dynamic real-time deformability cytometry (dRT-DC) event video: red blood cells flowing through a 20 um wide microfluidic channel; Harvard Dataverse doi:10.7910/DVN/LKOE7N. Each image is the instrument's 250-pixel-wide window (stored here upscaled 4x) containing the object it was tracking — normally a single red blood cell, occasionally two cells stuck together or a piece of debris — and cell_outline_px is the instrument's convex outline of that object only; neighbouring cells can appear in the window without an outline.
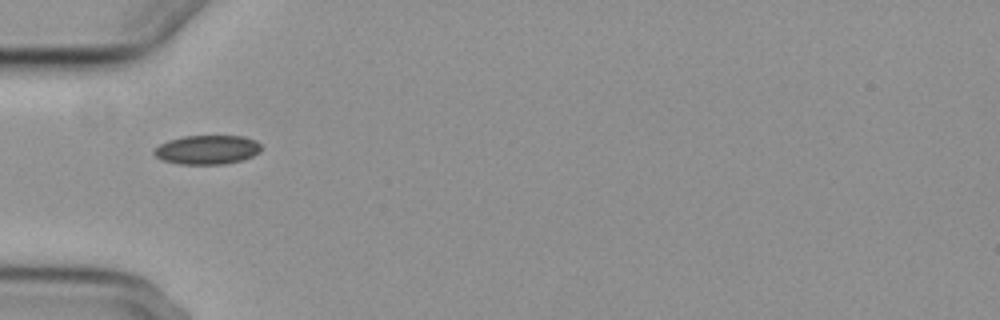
{"species": "common noctule bat (a hibernating species)", "species_latin": "Nyctalus noctula", "temperature_condition": "cold", "stored_images_in_passage": 9, "camera_frame_rate_fps": 3000, "um_per_image_px": 0.085, "animal": {"sex": "female", "body_mass_g": 29.2, "forearm_length_mm": 56.3}, "frame": {"image": 1, "passage_image": 4, "time_ms": 4.0, "image_size_px": [1000, 320], "cell_outline_px": [[260, 152], [252, 156], [240, 160], [224, 164], [180, 164], [164, 160], [156, 156], [152, 152], [160, 144], [168, 140], [184, 136], [244, 136], [256, 140], [260, 144]], "centroid_in_image_um": [17.62, 12.72], "position_along_channel_um": 67.4, "area_um2": 18.03}}
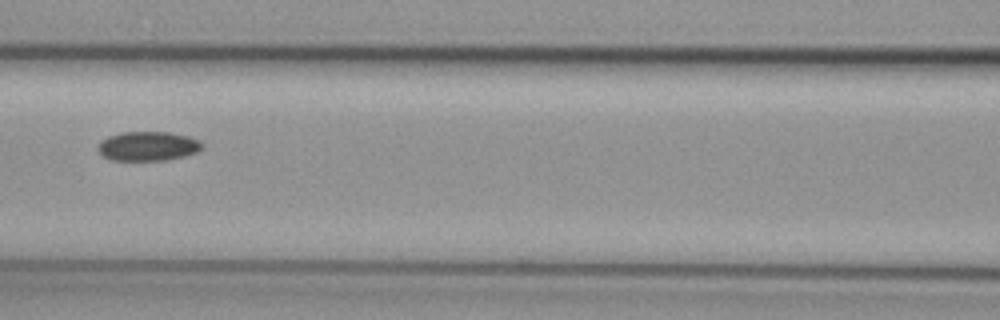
{"frame": {"image": 2, "passage_image": 6, "time_ms": 6.333, "image_size_px": [1000, 320], "cell_outline_px": [[204, 148], [196, 152], [184, 156], [168, 160], [112, 160], [104, 156], [96, 148], [100, 140], [108, 136], [120, 132], [168, 132], [188, 136], [200, 140], [204, 144]], "centroid_in_image_um": [12.58, 12.41], "position_along_channel_um": 154.0, "area_um2": 17.98}}